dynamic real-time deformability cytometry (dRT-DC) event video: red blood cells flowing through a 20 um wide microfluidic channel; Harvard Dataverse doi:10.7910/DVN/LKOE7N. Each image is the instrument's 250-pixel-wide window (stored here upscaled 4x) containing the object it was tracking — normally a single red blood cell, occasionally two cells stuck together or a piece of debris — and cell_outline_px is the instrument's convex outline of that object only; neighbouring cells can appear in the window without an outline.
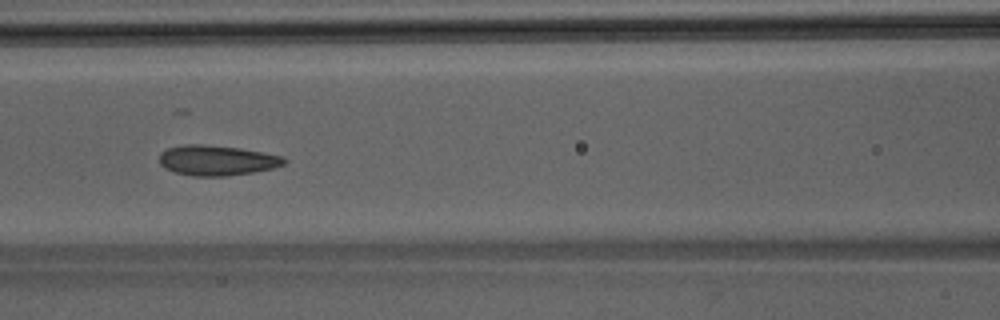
{"species": "Egyptian fruit bat (a non-hibernating species)", "species_latin": "Rousettus aegyptiacus", "temperature_condition": "room temperature", "stored_images_in_passage": 49, "camera_frame_rate_fps": 3000, "um_per_image_px": 0.085, "animal": {"sex": "male"}, "frame": {"image": 1, "passage_image": 22, "time_ms": 7.0, "image_size_px": [1000, 320], "cell_outline_px": [[288, 160], [284, 164], [272, 168], [252, 172], [224, 176], [192, 176], [176, 172], [164, 168], [160, 164], [160, 152], [168, 148], [184, 144], [200, 144], [240, 148], [284, 156]], "centroid_in_image_um": [18.43, 13.62], "position_along_channel_um": 148.2, "area_um2": 21.91}}
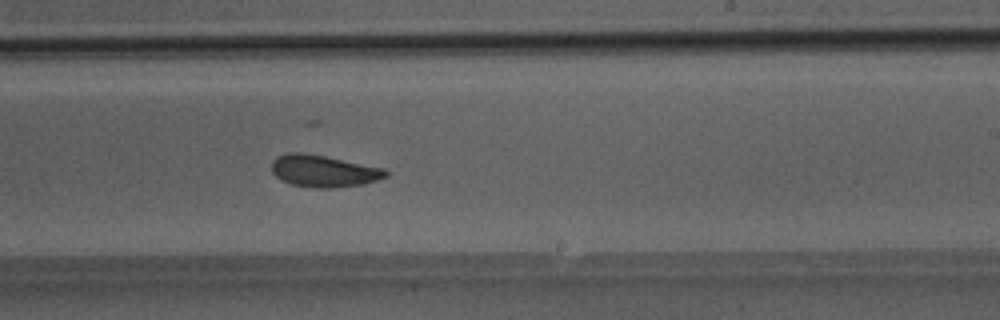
{"frame": {"image": 2, "passage_image": 30, "time_ms": 9.667, "image_size_px": [1000, 320], "cell_outline_px": [[388, 176], [364, 184], [332, 188], [312, 188], [292, 184], [280, 180], [272, 172], [272, 160], [276, 156], [288, 152], [300, 152], [324, 156], [384, 168], [388, 172]], "centroid_in_image_um": [27.48, 14.54], "position_along_channel_um": 261.5, "area_um2": 21.27}}
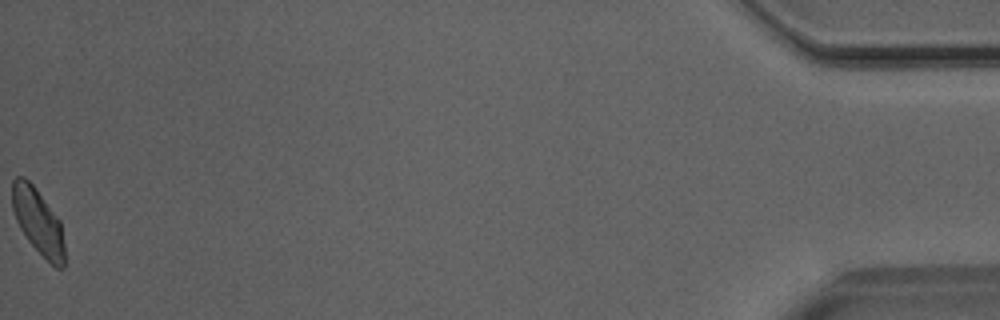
{"frame": {"image": 3, "passage_image": 49, "time_ms": 16.0, "image_size_px": [1000, 320], "cell_outline_px": [[64, 268], [56, 268], [28, 240], [20, 228], [16, 220], [12, 208], [12, 180], [16, 176], [24, 176], [36, 188], [60, 220], [64, 244]], "centroid_in_image_um": [3.22, 18.79], "position_along_channel_um": 432.0, "area_um2": 19.88}}